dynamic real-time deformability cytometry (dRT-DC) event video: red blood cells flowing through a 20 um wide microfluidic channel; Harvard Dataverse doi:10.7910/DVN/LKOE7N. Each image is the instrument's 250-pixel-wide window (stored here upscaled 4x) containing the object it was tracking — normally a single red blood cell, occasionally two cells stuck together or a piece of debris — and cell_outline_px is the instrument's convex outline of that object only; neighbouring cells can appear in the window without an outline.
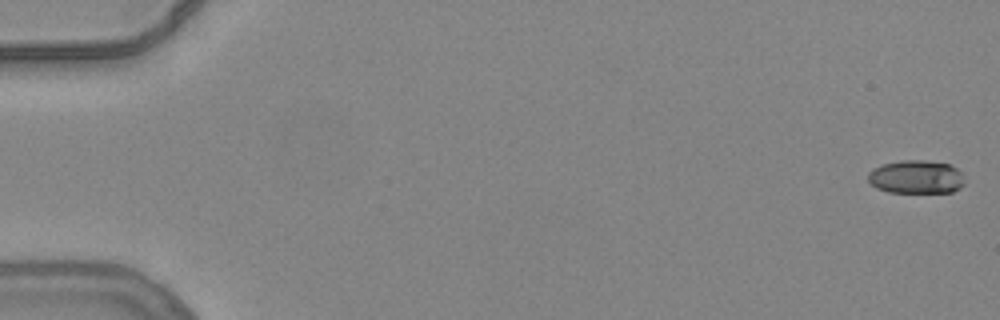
{"species": "common noctule bat (a hibernating species)", "species_latin": "Nyctalus noctula", "temperature_condition": "warm", "stored_images_in_passage": 55, "camera_frame_rate_fps": 3000, "um_per_image_px": 0.085, "animal": {"sex": "female", "body_mass_g": 24.6, "forearm_length_mm": 56.2}, "frame": {"image": 1, "passage_image": 1, "time_ms": 0.0, "image_size_px": [1000, 320], "cell_outline_px": [[964, 184], [960, 188], [952, 192], [888, 192], [876, 188], [868, 180], [868, 172], [872, 168], [884, 164], [900, 160], [924, 160], [948, 164], [956, 168], [960, 172]], "centroid_in_image_um": [77.84, 15.04], "position_along_channel_um": 7.2, "area_um2": 18.73}}
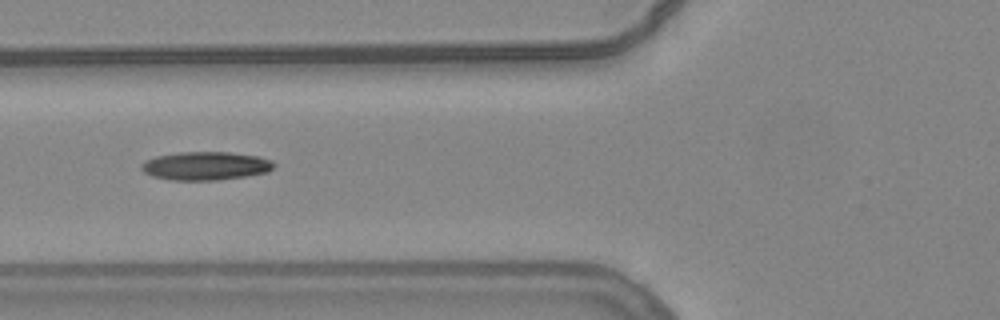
{"frame": {"image": 2, "passage_image": 22, "time_ms": 7.0, "image_size_px": [1000, 320], "cell_outline_px": [[276, 164], [268, 172], [244, 176], [216, 180], [168, 180], [152, 176], [144, 172], [140, 168], [140, 164], [144, 160], [156, 156], [180, 152], [228, 152], [260, 156], [272, 160]], "centroid_in_image_um": [17.45, 14.09], "position_along_channel_um": 108.3, "area_um2": 22.08}}
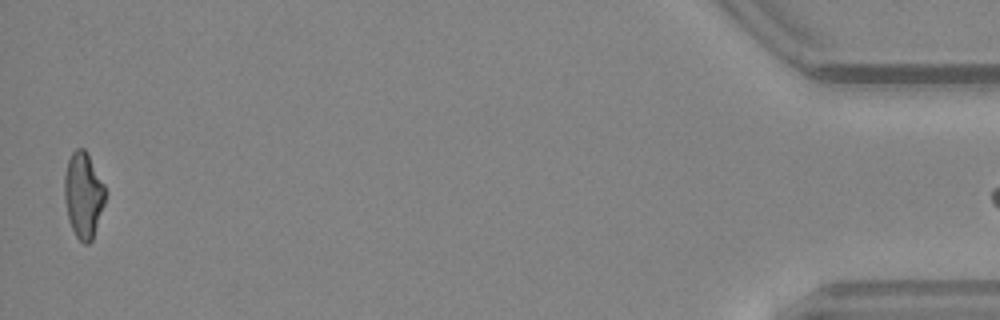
{"frame": {"image": 3, "passage_image": 54, "time_ms": 17.667, "image_size_px": [1000, 320], "cell_outline_px": [[108, 192], [92, 240], [88, 244], [84, 244], [76, 236], [68, 220], [64, 200], [64, 176], [68, 160], [72, 152], [76, 148], [84, 148], [88, 152]], "centroid_in_image_um": [7.09, 16.55], "position_along_channel_um": 428.1, "area_um2": 20.69}}